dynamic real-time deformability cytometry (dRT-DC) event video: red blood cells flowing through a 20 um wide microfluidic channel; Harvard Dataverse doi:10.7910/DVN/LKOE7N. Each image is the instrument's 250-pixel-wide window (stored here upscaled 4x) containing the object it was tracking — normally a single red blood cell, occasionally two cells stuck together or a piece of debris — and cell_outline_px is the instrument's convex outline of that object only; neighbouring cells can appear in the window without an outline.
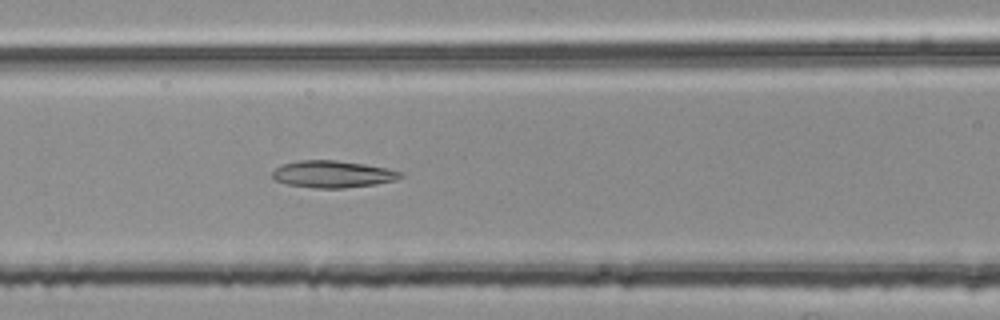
{"species": "common noctule bat (a hibernating species)", "species_latin": "Nyctalus noctula", "temperature_condition": "room temperature", "stored_images_in_passage": 33, "camera_frame_rate_fps": 3000, "um_per_image_px": 0.085, "animal": {"sex": "female", "body_mass_g": 25.1}, "frame": {"image": 1, "passage_image": 12, "time_ms": 3.667, "image_size_px": [1000, 320], "cell_outline_px": [[404, 176], [396, 180], [376, 184], [344, 188], [312, 188], [284, 184], [276, 180], [272, 176], [272, 172], [276, 168], [284, 164], [296, 160], [336, 160], [364, 164], [404, 172]], "centroid_in_image_um": [28.28, 14.81], "position_along_channel_um": 138.3, "area_um2": 20.23}}
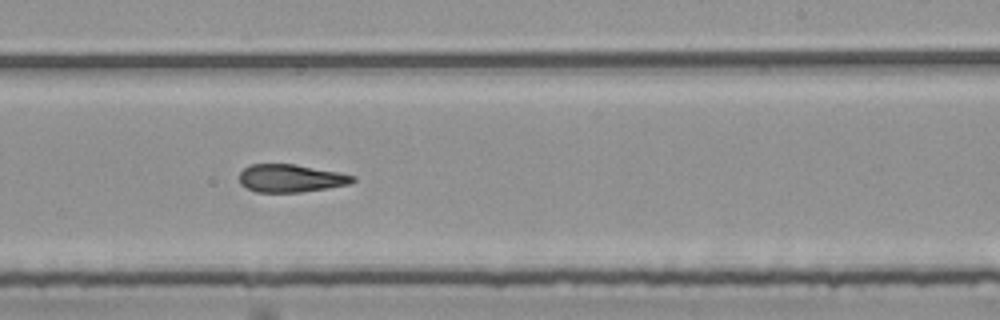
{"frame": {"image": 2, "passage_image": 22, "time_ms": 7.0, "image_size_px": [1000, 320], "cell_outline_px": [[356, 180], [348, 184], [328, 188], [300, 192], [256, 192], [244, 188], [240, 184], [240, 172], [248, 164], [296, 164], [356, 176]], "centroid_in_image_um": [24.67, 15.15], "position_along_channel_um": 264.3, "area_um2": 18.44}}
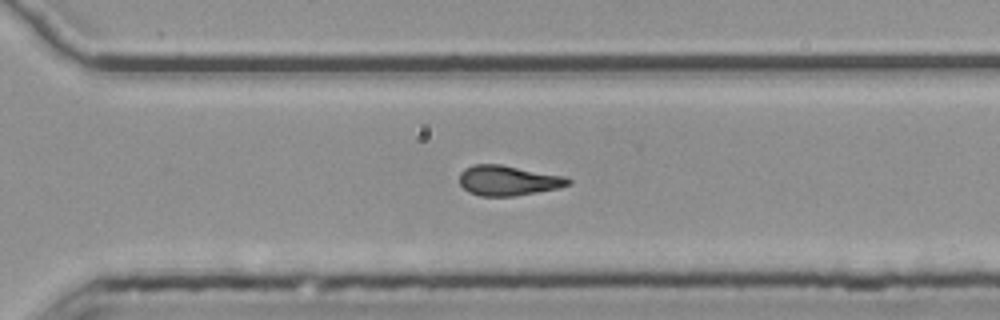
{"frame": {"image": 3, "passage_image": 27, "time_ms": 8.667, "image_size_px": [1000, 320], "cell_outline_px": [[572, 184], [556, 188], [516, 196], [480, 196], [468, 192], [460, 184], [460, 172], [464, 168], [472, 164], [500, 164], [564, 176], [572, 180]], "centroid_in_image_um": [43.16, 15.34], "position_along_channel_um": 327.4, "area_um2": 19.07}, "authors_computed_cell_mechanics": {"area_um2": 19.363, "velocity_mm_per_s": 3.7991, "shape_relaxation_time_tau1_ms": null, "shape_relaxation_time_tau2_ms": 4.6177, "deformation_change_tau1": null, "deformation_change_tau2": 0.1553}}